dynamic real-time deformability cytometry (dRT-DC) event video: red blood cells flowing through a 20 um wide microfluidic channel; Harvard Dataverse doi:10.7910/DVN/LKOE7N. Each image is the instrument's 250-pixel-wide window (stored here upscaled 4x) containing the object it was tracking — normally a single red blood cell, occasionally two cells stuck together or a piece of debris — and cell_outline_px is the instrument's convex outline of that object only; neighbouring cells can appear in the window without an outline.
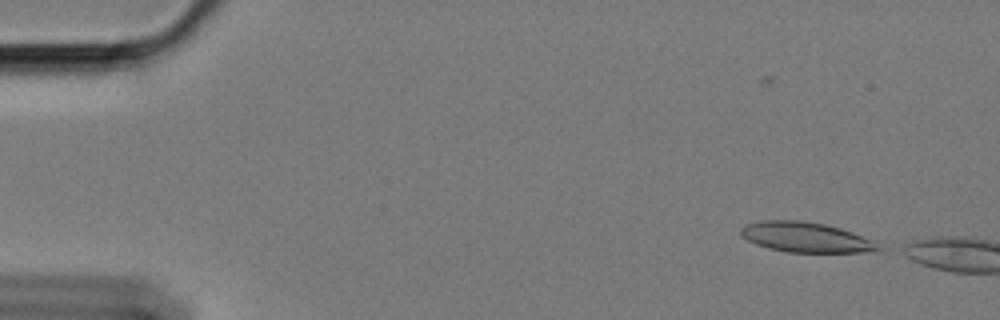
{"species": "Egyptian fruit bat (a non-hibernating species)", "species_latin": "Rousettus aegyptiacus", "temperature_condition": "cold", "stored_images_in_passage": 6, "camera_frame_rate_fps": 3000, "um_per_image_px": 0.085, "animal": {"sex": "female"}, "frame": {"image": 1, "passage_image": 6, "time_ms": 1.667, "image_size_px": [1000, 320], "cell_outline_px": [[884, 252], [788, 252], [768, 248], [756, 244], [740, 236], [740, 228], [748, 224], [760, 220], [800, 220], [824, 224], [840, 228], [852, 232], [884, 248]], "centroid_in_image_um": [68.48, 20.17], "position_along_channel_um": 16.5, "area_um2": 24.04}}